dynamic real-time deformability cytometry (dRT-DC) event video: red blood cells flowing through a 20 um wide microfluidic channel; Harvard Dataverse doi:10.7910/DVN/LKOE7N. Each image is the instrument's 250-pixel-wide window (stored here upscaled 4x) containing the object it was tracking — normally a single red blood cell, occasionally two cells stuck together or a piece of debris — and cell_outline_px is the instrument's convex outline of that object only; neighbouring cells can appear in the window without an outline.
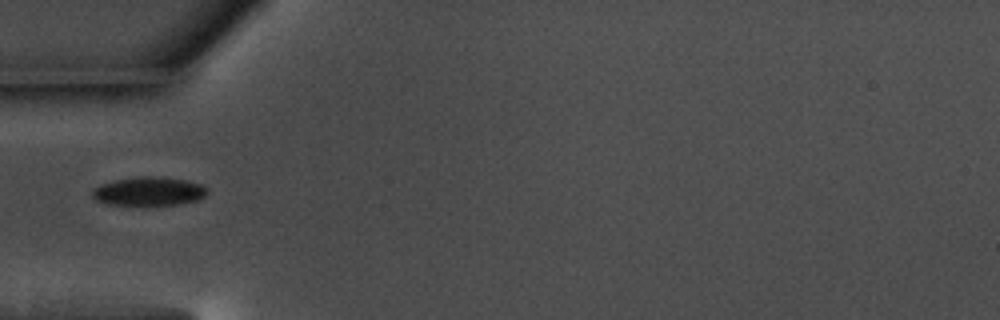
{"species": "common noctule bat (a hibernating species)", "species_latin": "Nyctalus noctula", "temperature_condition": "warm", "stored_images_in_passage": 39, "camera_frame_rate_fps": 3000, "um_per_image_px": 0.085, "animal": {"sex": "male", "body_mass_g": 17.5, "forearm_length_mm": 52.3}, "frame": {"image": 1, "passage_image": 1, "time_ms": 0.0, "image_size_px": [1000, 320], "cell_outline_px": [[208, 192], [204, 196], [196, 200], [180, 204], [144, 208], [108, 204], [96, 200], [92, 196], [92, 188], [116, 180], [140, 176], [156, 176], [188, 180], [204, 184], [208, 188]], "centroid_in_image_um": [12.68, 16.3], "position_along_channel_um": 72.3, "area_um2": 20.11}}
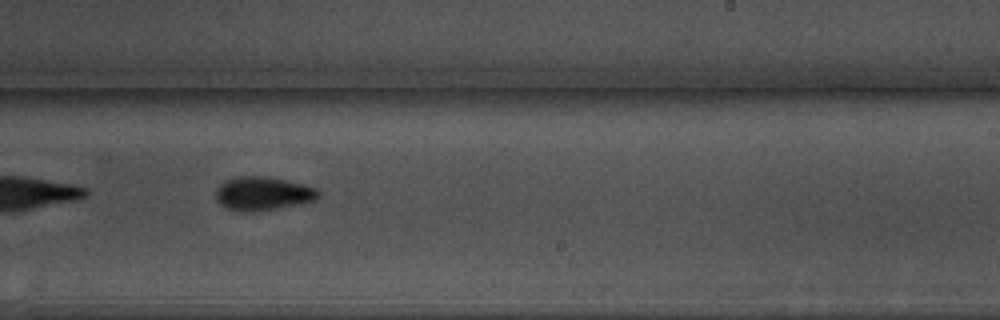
{"frame": {"image": 2, "passage_image": 17, "time_ms": 5.333, "image_size_px": [1000, 320], "cell_outline_px": [[320, 196], [312, 200], [276, 208], [252, 212], [240, 212], [224, 208], [216, 200], [216, 188], [224, 180], [236, 176], [264, 176], [284, 180], [316, 188], [320, 192]], "centroid_in_image_um": [22.24, 16.45], "position_along_channel_um": 266.8, "area_um2": 19.94}}
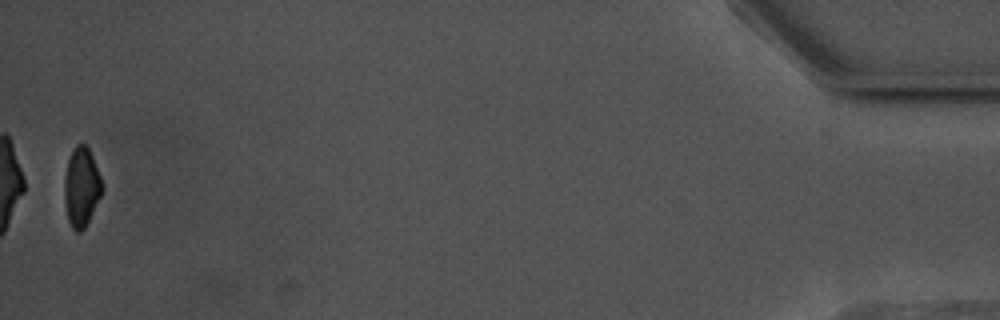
{"frame": {"image": 3, "passage_image": 38, "time_ms": 12.333, "image_size_px": [1000, 320], "cell_outline_px": [[104, 188], [84, 228], [80, 232], [76, 232], [72, 228], [68, 220], [64, 200], [64, 176], [68, 160], [72, 148], [76, 144], [84, 144], [88, 148], [92, 156], [100, 176]], "centroid_in_image_um": [6.9, 15.88], "position_along_channel_um": 428.3, "area_um2": 17.28}}